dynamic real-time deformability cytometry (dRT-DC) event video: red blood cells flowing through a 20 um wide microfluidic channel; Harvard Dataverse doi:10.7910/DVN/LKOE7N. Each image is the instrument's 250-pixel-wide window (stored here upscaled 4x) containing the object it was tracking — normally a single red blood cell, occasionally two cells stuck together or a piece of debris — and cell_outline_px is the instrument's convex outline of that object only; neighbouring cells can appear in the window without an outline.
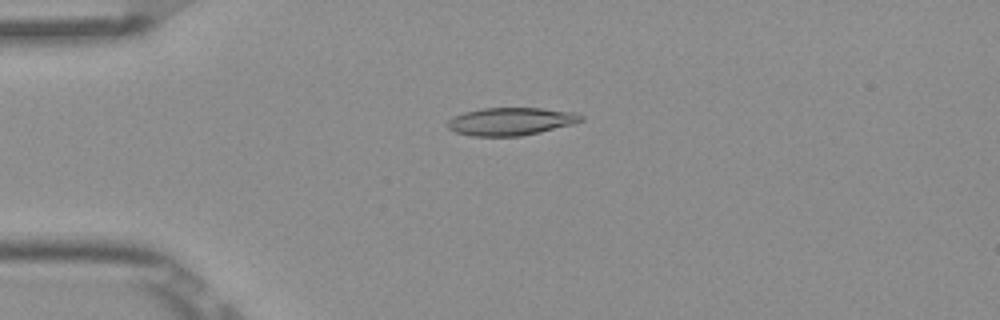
{"species": "Egyptian fruit bat (a non-hibernating species)", "species_latin": "Rousettus aegyptiacus", "temperature_condition": "room temperature", "stored_images_in_passage": 4, "camera_frame_rate_fps": 3000, "um_per_image_px": 0.085, "frame": {"image": 1, "passage_image": 4, "time_ms": 1.0, "image_size_px": [1000, 320], "cell_outline_px": [[584, 120], [572, 124], [540, 132], [520, 136], [472, 136], [456, 132], [448, 128], [448, 120], [464, 112], [484, 108], [540, 108], [576, 112], [584, 116]], "centroid_in_image_um": [43.46, 10.32], "position_along_channel_um": 41.5, "area_um2": 21.5}}